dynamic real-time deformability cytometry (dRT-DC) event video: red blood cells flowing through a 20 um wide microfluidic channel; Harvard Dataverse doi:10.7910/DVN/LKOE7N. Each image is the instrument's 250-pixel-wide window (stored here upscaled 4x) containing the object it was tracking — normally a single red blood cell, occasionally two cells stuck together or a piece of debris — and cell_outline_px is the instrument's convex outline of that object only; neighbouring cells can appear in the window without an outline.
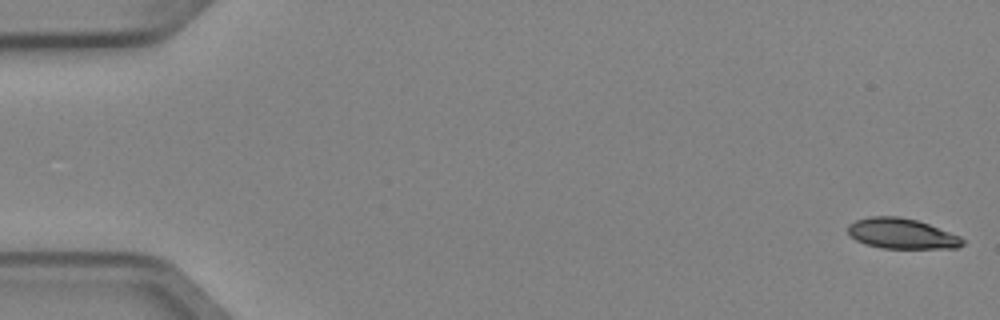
{"species": "Egyptian fruit bat (a non-hibernating species)", "species_latin": "Rousettus aegyptiacus", "temperature_condition": "cold", "stored_images_in_passage": 4, "camera_frame_rate_fps": 3000, "um_per_image_px": 0.085, "animal": {"sex": "female"}, "frame": {"image": 1, "passage_image": 1, "time_ms": 0.0, "image_size_px": [1000, 320], "cell_outline_px": [[964, 244], [956, 248], [884, 248], [864, 244], [856, 240], [848, 232], [848, 224], [856, 220], [872, 216], [900, 216], [916, 220], [928, 224], [960, 236], [964, 240]], "centroid_in_image_um": [76.64, 19.85], "position_along_channel_um": 8.4, "area_um2": 20.17}}